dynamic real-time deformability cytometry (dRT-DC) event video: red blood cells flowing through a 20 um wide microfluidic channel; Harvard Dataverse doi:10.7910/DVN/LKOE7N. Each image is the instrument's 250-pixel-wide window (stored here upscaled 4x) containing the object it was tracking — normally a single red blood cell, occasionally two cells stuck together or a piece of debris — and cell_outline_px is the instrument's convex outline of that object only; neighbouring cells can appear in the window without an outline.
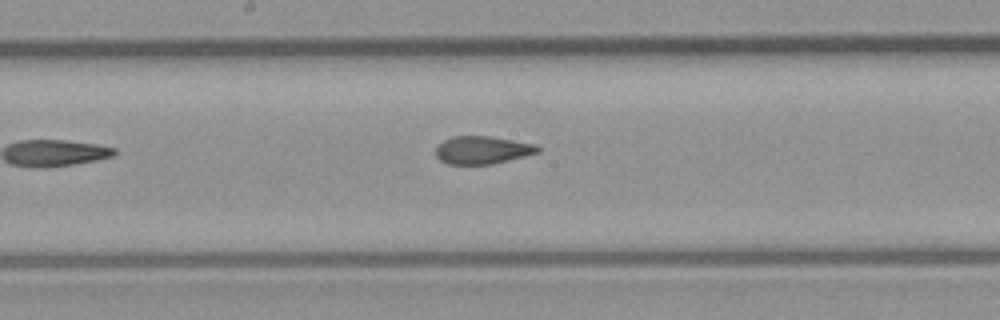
{"species": "common noctule bat (a hibernating species)", "species_latin": "Nyctalus noctula", "temperature_condition": "room temperature", "stored_images_in_passage": 9, "segment_of_instrument_passage": [1, 2], "camera_frame_rate_fps": 3000, "um_per_image_px": 0.085, "animal": {"sex": "male", "body_mass_g": 23.1, "forearm_length_mm": 52.7}, "frame": {"image": 1, "passage_image": 8, "time_ms": 9.0, "image_size_px": [1000, 320], "cell_outline_px": [[540, 152], [492, 164], [448, 164], [440, 160], [436, 156], [436, 148], [444, 140], [452, 136], [492, 136], [536, 144], [540, 148]], "centroid_in_image_um": [41.01, 12.74], "position_along_channel_um": 207.2, "area_um2": 16.53}}